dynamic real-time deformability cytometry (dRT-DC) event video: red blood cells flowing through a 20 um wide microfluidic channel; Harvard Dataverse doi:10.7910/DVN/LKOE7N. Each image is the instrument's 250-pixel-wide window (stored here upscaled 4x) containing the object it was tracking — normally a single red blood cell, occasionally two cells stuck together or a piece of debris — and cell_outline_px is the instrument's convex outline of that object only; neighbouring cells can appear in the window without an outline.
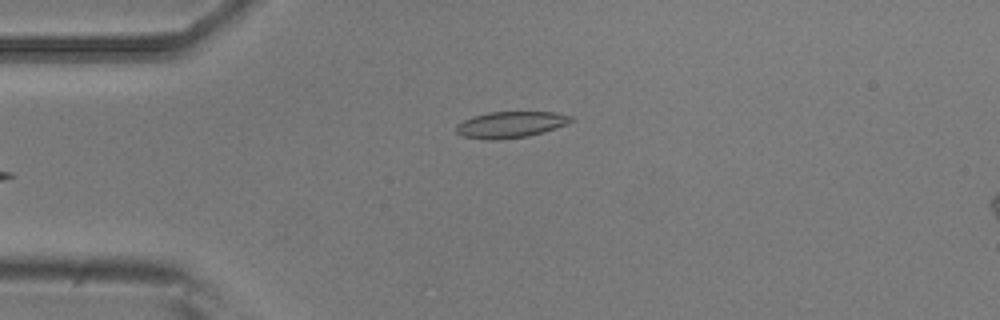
{"species": "common noctule bat (a hibernating species)", "species_latin": "Nyctalus noctula", "temperature_condition": "room temperature", "stored_images_in_passage": 5, "camera_frame_rate_fps": 3000, "um_per_image_px": 0.085, "animal": {"sex": "male", "body_mass_g": 20.5, "forearm_length_mm": 52.5}, "frame": {"image": 1, "passage_image": 5, "time_ms": 1.333, "image_size_px": [1000, 320], "cell_outline_px": [[576, 120], [568, 124], [544, 132], [528, 136], [496, 140], [484, 140], [464, 136], [456, 132], [456, 124], [472, 116], [488, 112], [556, 112], [572, 116]], "centroid_in_image_um": [43.43, 10.59], "position_along_channel_um": 41.6, "area_um2": 17.8}}